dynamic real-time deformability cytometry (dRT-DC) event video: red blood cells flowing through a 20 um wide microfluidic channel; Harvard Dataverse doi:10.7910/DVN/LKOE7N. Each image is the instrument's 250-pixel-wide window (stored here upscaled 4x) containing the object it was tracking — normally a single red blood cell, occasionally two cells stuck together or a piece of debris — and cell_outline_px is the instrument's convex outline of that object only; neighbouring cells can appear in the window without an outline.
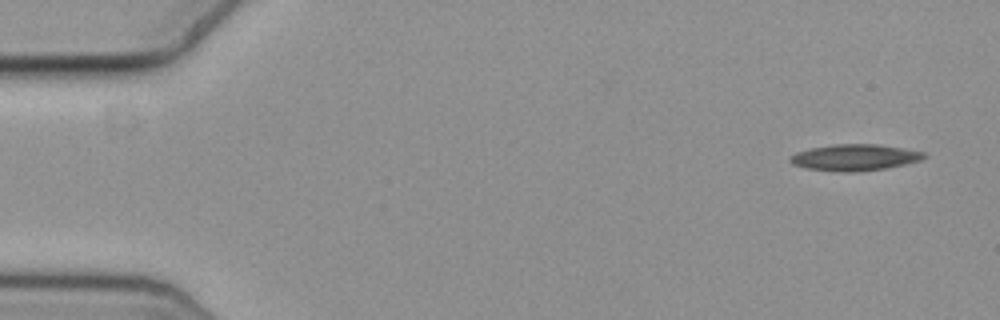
{"species": "common noctule bat (a hibernating species)", "species_latin": "Nyctalus noctula", "temperature_condition": "cold", "stored_images_in_passage": 11, "camera_frame_rate_fps": 3000, "um_per_image_px": 0.085, "animal": {"sex": "female", "body_mass_g": 19.3, "forearm_length_mm": 54.1}, "frame": {"image": 1, "passage_image": 1, "time_ms": 0.0, "image_size_px": [1000, 320], "cell_outline_px": [[924, 156], [920, 160], [884, 168], [808, 168], [796, 164], [792, 160], [792, 156], [796, 152], [812, 148], [836, 144], [876, 144], [924, 152]], "centroid_in_image_um": [72.71, 13.3], "position_along_channel_um": 12.3, "area_um2": 18.5}}